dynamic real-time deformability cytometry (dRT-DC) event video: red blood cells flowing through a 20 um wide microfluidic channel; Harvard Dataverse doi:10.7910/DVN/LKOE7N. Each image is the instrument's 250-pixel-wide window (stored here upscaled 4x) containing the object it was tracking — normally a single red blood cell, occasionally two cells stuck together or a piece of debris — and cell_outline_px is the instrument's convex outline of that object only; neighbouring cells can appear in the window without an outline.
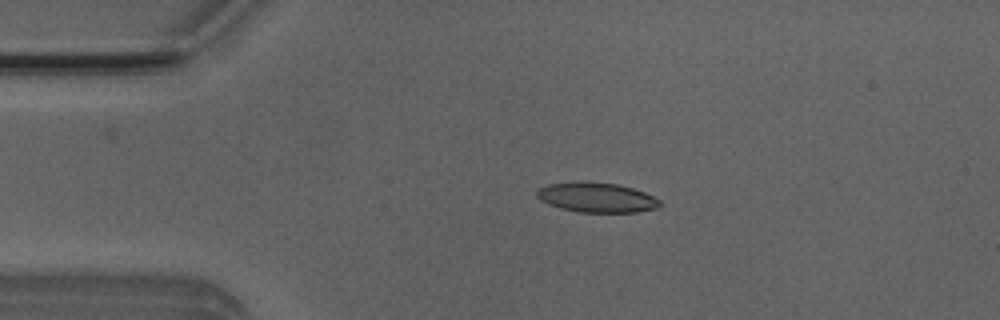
{"species": "Egyptian fruit bat (a non-hibernating species)", "species_latin": "Rousettus aegyptiacus", "temperature_condition": "room temperature", "stored_images_in_passage": 51, "camera_frame_rate_fps": 3000, "um_per_image_px": 0.085, "animal": {"sex": "male"}, "frame": {"image": 1, "passage_image": 10, "time_ms": 3.0, "image_size_px": [1000, 320], "cell_outline_px": [[664, 204], [656, 208], [636, 212], [580, 212], [560, 208], [548, 204], [540, 200], [536, 196], [536, 192], [540, 188], [548, 184], [580, 180], [616, 184], [632, 188], [644, 192], [660, 200]], "centroid_in_image_um": [50.7, 16.77], "position_along_channel_um": 34.3, "area_um2": 21.5}}
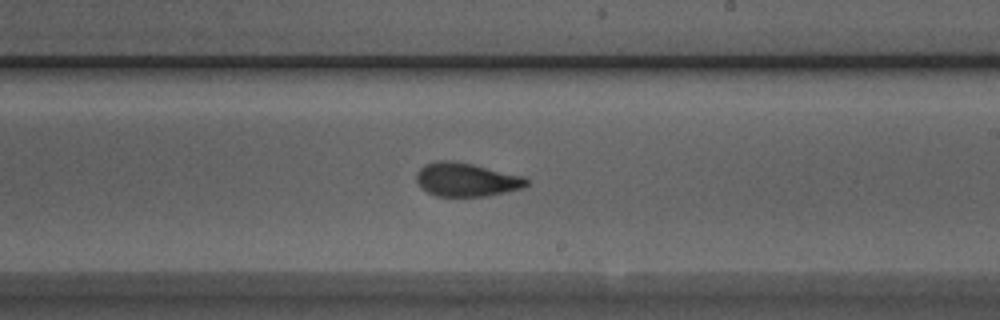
{"frame": {"image": 2, "passage_image": 29, "time_ms": 9.333, "image_size_px": [1000, 320], "cell_outline_px": [[528, 184], [524, 188], [488, 196], [436, 196], [420, 188], [416, 180], [416, 172], [424, 164], [436, 160], [448, 160], [472, 164], [524, 176], [528, 180]], "centroid_in_image_um": [39.62, 15.27], "position_along_channel_um": 249.4, "area_um2": 21.73}}
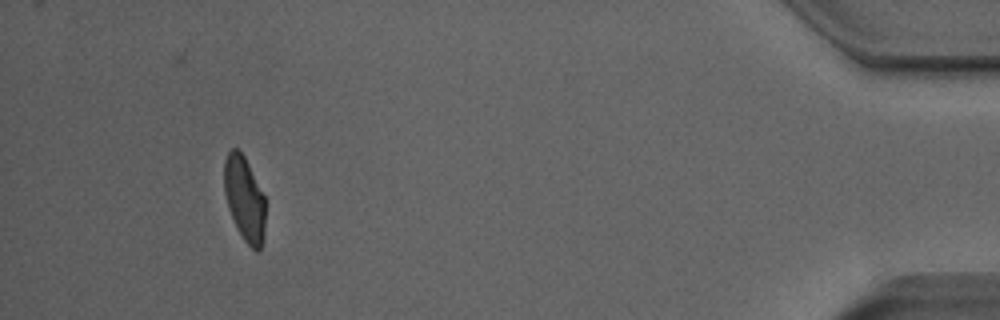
{"frame": {"image": 3, "passage_image": 47, "time_ms": 15.333, "image_size_px": [1000, 320], "cell_outline_px": [[264, 236], [260, 252], [256, 252], [244, 240], [228, 208], [224, 192], [224, 160], [228, 152], [232, 148], [236, 148], [244, 156], [264, 196]], "centroid_in_image_um": [20.77, 16.9], "position_along_channel_um": 414.4, "area_um2": 20.0}, "authors_computed_cell_mechanics": {"area_um2": 21.5016, "velocity_mm_per_s": 3.9695, "shape_relaxation_time_tau1_ms": 6.3205, "shape_relaxation_time_tau2_ms": 1.5298, "deformation_change_tau1": 0.1989, "deformation_change_tau2": 0.0829}}